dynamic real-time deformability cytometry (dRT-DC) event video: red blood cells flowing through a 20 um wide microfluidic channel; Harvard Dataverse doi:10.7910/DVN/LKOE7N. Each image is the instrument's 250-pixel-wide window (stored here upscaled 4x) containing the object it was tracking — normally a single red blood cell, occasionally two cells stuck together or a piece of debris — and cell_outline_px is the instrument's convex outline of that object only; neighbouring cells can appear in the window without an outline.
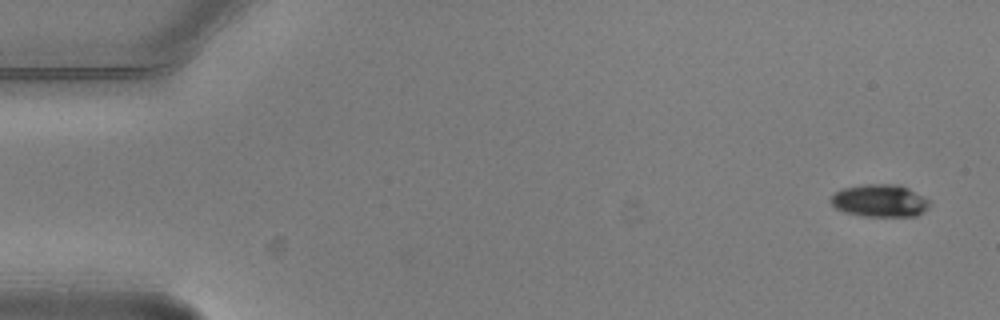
{"species": "common noctule bat (a hibernating species)", "species_latin": "Nyctalus noctula", "temperature_condition": "warm", "stored_images_in_passage": 5, "camera_frame_rate_fps": 3000, "um_per_image_px": 0.085, "animal": {"sex": "male", "body_mass_g": 20.5, "forearm_length_mm": 52.5}, "frame": {"image": 1, "passage_image": 1, "time_ms": 0.0, "image_size_px": [1000, 320], "cell_outline_px": [[928, 208], [916, 216], [864, 216], [844, 212], [836, 208], [828, 200], [840, 188], [860, 184], [900, 184], [908, 188], [928, 200]], "centroid_in_image_um": [74.73, 17.04], "position_along_channel_um": 10.3, "area_um2": 18.73}}